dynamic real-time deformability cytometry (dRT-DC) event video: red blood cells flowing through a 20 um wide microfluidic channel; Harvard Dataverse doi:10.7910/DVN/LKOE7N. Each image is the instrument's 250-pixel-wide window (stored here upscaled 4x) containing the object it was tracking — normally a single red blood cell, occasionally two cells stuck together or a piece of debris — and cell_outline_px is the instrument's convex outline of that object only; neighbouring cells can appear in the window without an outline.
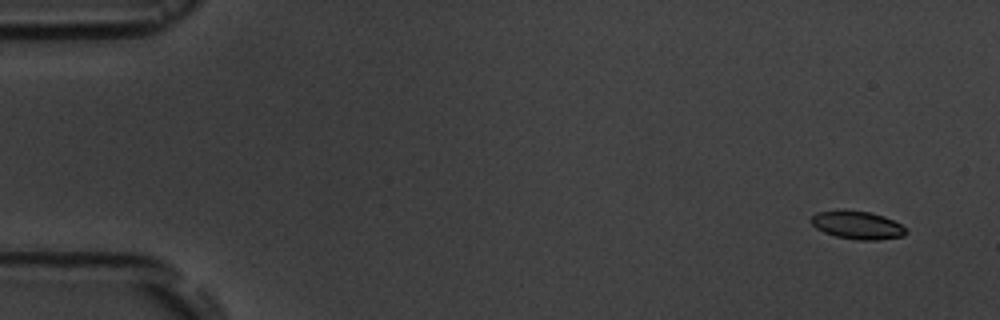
{"species": "common noctule bat (a hibernating species)", "species_latin": "Nyctalus noctula", "temperature_condition": "room temperature", "stored_images_in_passage": 5, "camera_frame_rate_fps": 3000, "um_per_image_px": 0.085, "animal": {"sex": "male", "body_mass_g": 19.5, "forearm_length_mm": 54.6}, "frame": {"image": 1, "passage_image": 1, "time_ms": 0.0, "image_size_px": [1000, 320], "cell_outline_px": [[908, 232], [904, 236], [876, 240], [856, 240], [836, 236], [824, 232], [816, 228], [812, 224], [812, 216], [816, 212], [844, 208], [868, 212], [884, 216], [900, 224]], "centroid_in_image_um": [72.85, 19.11], "position_along_channel_um": 12.1, "area_um2": 15.66}}
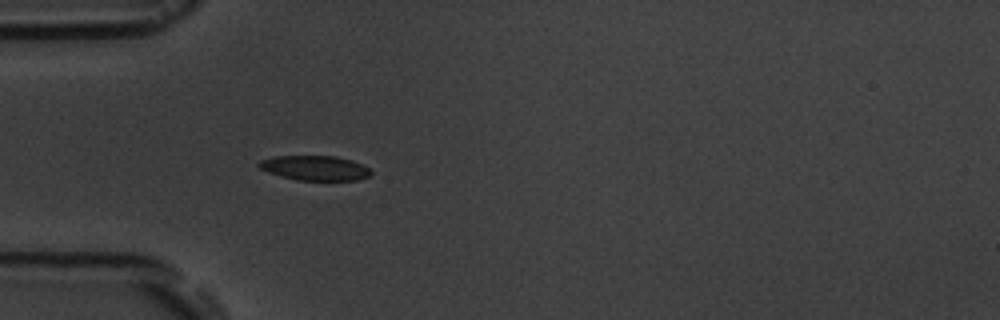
{"frame": {"image": 2, "passage_image": 5, "time_ms": 4.667, "image_size_px": [1000, 320], "cell_outline_px": [[372, 172], [368, 176], [356, 180], [296, 180], [280, 176], [268, 172], [260, 168], [256, 164], [260, 160], [276, 156], [336, 156], [352, 160], [368, 168]], "centroid_in_image_um": [26.73, 14.28], "position_along_channel_um": 58.3, "area_um2": 16.07}}